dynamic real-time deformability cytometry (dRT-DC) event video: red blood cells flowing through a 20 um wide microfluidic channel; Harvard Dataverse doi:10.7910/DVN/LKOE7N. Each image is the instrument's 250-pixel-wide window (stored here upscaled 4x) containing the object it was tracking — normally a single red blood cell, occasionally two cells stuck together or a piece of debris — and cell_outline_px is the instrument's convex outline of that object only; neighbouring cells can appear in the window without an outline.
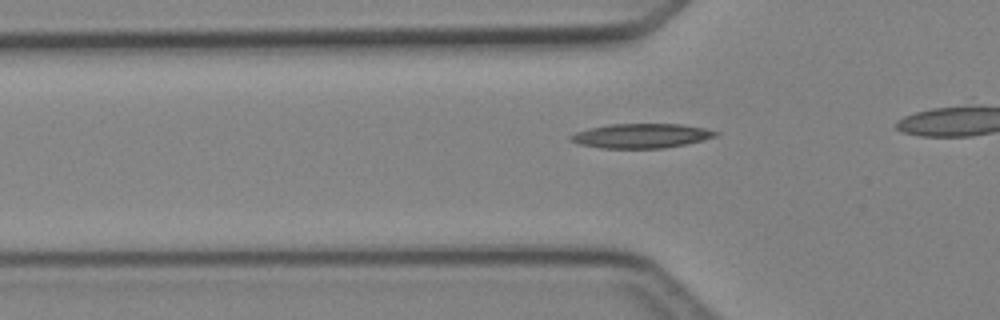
{"species": "Egyptian fruit bat (a non-hibernating species)", "species_latin": "Rousettus aegyptiacus", "temperature_condition": "cold", "stored_images_in_passage": 27, "camera_frame_rate_fps": 3000, "um_per_image_px": 0.085, "animal": {"sex": "female"}, "frame": {"image": 1, "passage_image": 5, "time_ms": 1.333, "image_size_px": [1000, 320], "cell_outline_px": [[720, 132], [716, 136], [684, 144], [664, 148], [600, 148], [580, 144], [568, 140], [568, 136], [576, 132], [588, 128], [608, 124], [680, 124], [704, 128]], "centroid_in_image_um": [54.44, 11.54], "position_along_channel_um": 71.4, "area_um2": 20.58}}
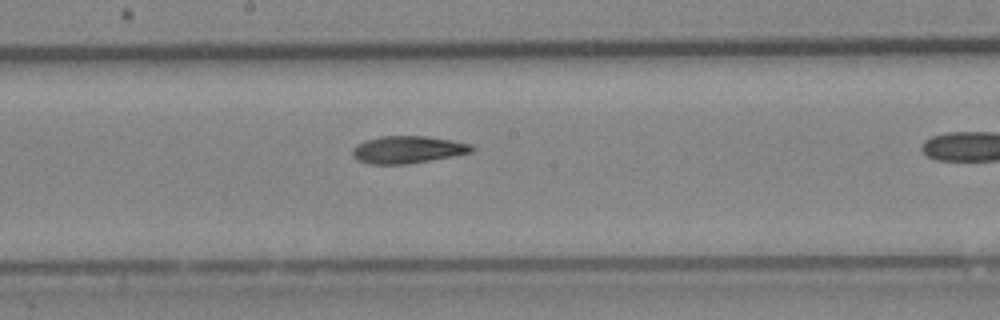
{"frame": {"image": 2, "passage_image": 15, "time_ms": 4.667, "image_size_px": [1000, 320], "cell_outline_px": [[476, 148], [472, 152], [452, 156], [404, 164], [368, 164], [356, 160], [352, 156], [352, 148], [356, 144], [380, 136], [424, 136], [472, 144]], "centroid_in_image_um": [34.61, 12.72], "position_along_channel_um": 213.6, "area_um2": 18.84}}
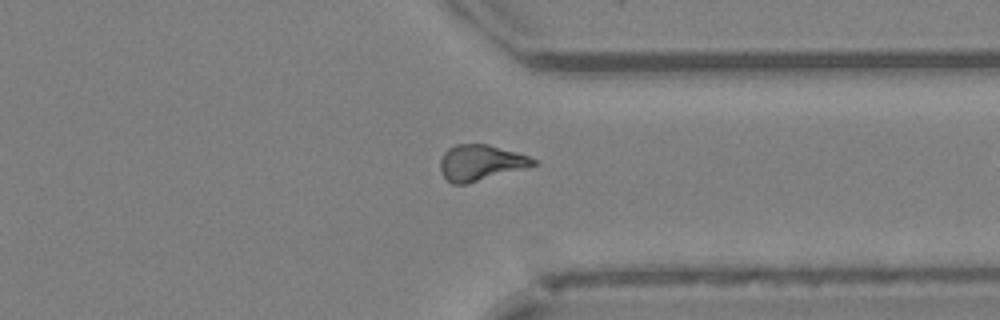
{"frame": {"image": 3, "passage_image": 26, "time_ms": 8.333, "image_size_px": [1000, 320], "cell_outline_px": [[540, 164], [464, 184], [452, 184], [440, 172], [440, 160], [444, 152], [448, 148], [456, 144], [488, 144], [516, 152], [528, 156], [536, 160]], "centroid_in_image_um": [40.84, 13.81], "position_along_channel_um": 370.6, "area_um2": 19.25}}